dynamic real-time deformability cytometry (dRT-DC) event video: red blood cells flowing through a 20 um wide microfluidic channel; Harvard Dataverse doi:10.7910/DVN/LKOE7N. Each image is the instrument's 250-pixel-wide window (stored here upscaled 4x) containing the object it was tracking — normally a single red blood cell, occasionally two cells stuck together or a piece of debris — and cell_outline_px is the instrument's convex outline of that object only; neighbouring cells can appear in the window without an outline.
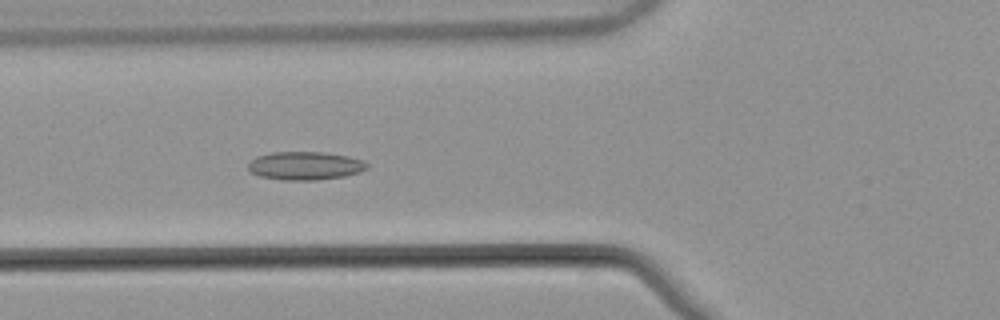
{"species": "common noctule bat (a hibernating species)", "species_latin": "Nyctalus noctula", "temperature_condition": "warm", "stored_images_in_passage": 46, "camera_frame_rate_fps": 3000, "um_per_image_px": 0.085, "animal": {"sex": "male", "body_mass_g": 21.5, "forearm_length_mm": 52.0}, "frame": {"image": 1, "passage_image": 13, "time_ms": 4.0, "image_size_px": [1000, 320], "cell_outline_px": [[368, 168], [360, 172], [344, 176], [316, 180], [280, 180], [260, 176], [252, 172], [248, 168], [248, 164], [256, 156], [272, 152], [324, 152], [348, 156], [364, 160], [368, 164]], "centroid_in_image_um": [25.95, 14.08], "position_along_channel_um": 99.8, "area_um2": 19.65}}
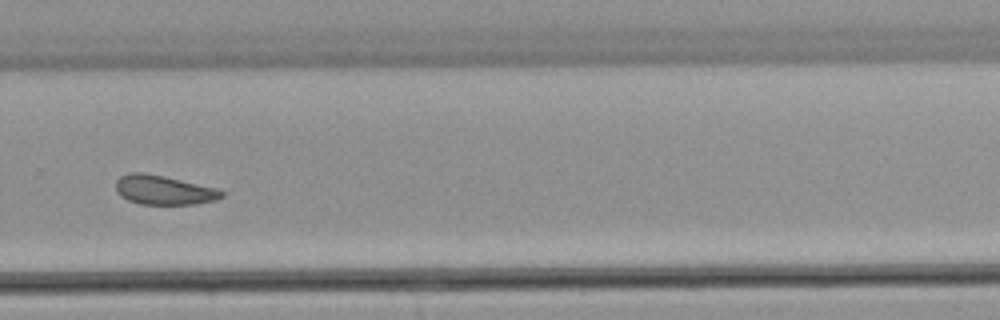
{"frame": {"image": 2, "passage_image": 30, "time_ms": 9.667, "image_size_px": [1000, 320], "cell_outline_px": [[224, 196], [216, 200], [196, 204], [140, 204], [128, 200], [120, 196], [116, 192], [116, 180], [120, 176], [128, 172], [144, 172], [164, 176], [216, 188], [224, 192]], "centroid_in_image_um": [13.89, 16.15], "position_along_channel_um": 315.9, "area_um2": 18.15}}
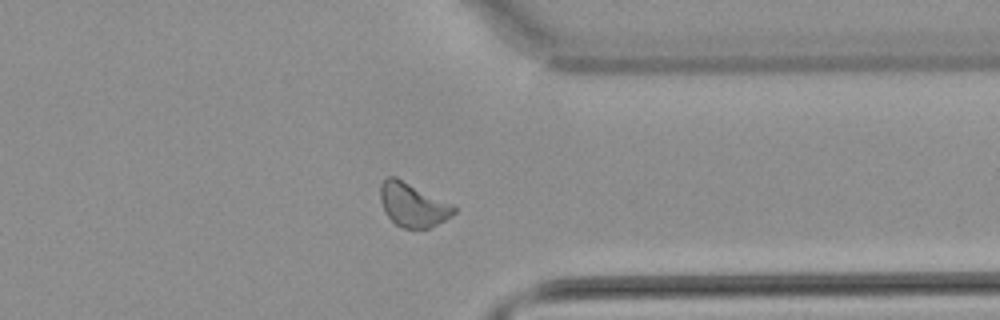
{"frame": {"image": 3, "passage_image": 35, "time_ms": 11.333, "image_size_px": [1000, 320], "cell_outline_px": [[456, 212], [444, 220], [428, 228], [400, 228], [384, 212], [380, 200], [380, 184], [388, 176], [396, 176], [452, 204], [456, 208]], "centroid_in_image_um": [35.06, 17.39], "position_along_channel_um": 376.3, "area_um2": 18.73}, "authors_computed_cell_mechanics": {"area_um2": 18.6116, "velocity_mm_per_s": 3.8111, "shape_relaxation_time_tau1_ms": null, "shape_relaxation_time_tau2_ms": 4.0656, "deformation_change_tau1": null, "deformation_change_tau2": 0.1083}}